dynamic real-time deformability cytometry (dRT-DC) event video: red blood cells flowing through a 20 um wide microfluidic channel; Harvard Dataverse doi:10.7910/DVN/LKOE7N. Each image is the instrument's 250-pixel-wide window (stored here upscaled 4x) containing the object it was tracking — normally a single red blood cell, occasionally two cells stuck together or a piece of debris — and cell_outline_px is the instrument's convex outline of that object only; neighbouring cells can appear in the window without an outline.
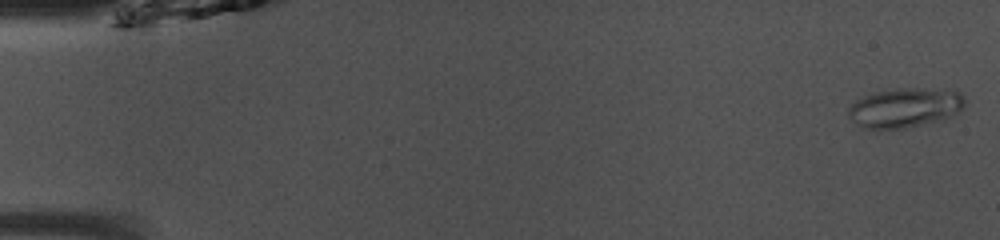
{"species": "common noctule bat (a hibernating species)", "species_latin": "Nyctalus noctula", "temperature_condition": "room temperature", "stored_images_in_passage": 28, "camera_frame_rate_fps": 3000, "um_per_image_px": 0.085, "animal": {"sex": "male", "body_mass_g": 13.0, "forearm_length_mm": 53.1}, "frame": {"image": 1, "passage_image": 1, "time_ms": 0.0, "image_size_px": [1000, 240], "cell_outline_px": [[964, 104], [960, 112], [944, 120], [904, 128], [864, 128], [852, 120], [848, 116], [848, 108], [856, 100], [864, 96], [876, 92], [896, 88], [916, 88], [960, 92], [964, 96]], "centroid_in_image_um": [76.93, 9.16], "position_along_channel_um": 8.1, "area_um2": 26.65}}
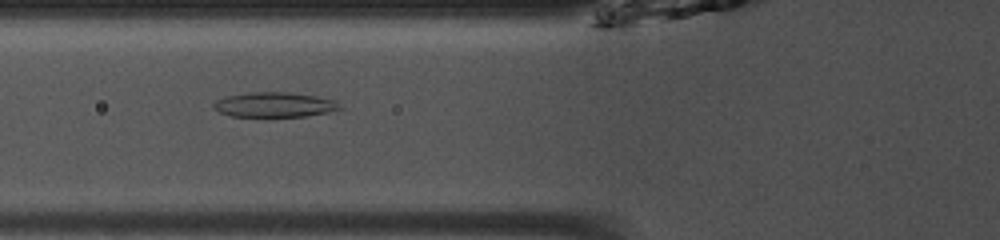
{"frame": {"image": 2, "passage_image": 18, "time_ms": 5.667, "image_size_px": [1000, 240], "cell_outline_px": [[344, 108], [328, 112], [304, 116], [232, 116], [220, 112], [212, 108], [212, 104], [216, 100], [228, 96], [248, 92], [288, 92], [316, 96], [336, 100]], "centroid_in_image_um": [23.34, 8.89], "position_along_channel_um": 102.5, "area_um2": 18.26}}
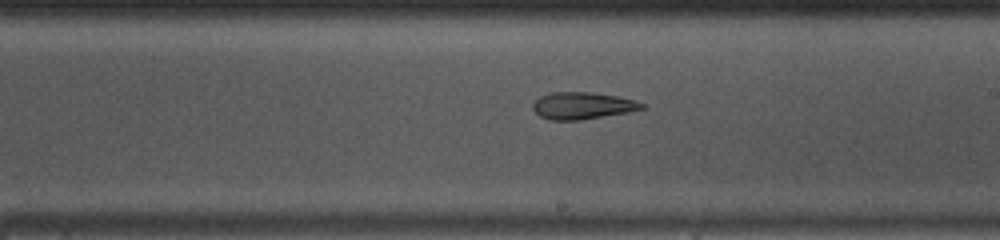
{"frame": {"image": 3, "passage_image": 28, "time_ms": 9.0, "image_size_px": [1000, 240], "cell_outline_px": [[644, 108], [628, 112], [580, 120], [552, 120], [540, 116], [532, 108], [532, 104], [540, 96], [552, 92], [592, 92], [616, 96], [636, 100], [644, 104]], "centroid_in_image_um": [49.5, 8.97], "position_along_channel_um": 239.5, "area_um2": 17.05}}